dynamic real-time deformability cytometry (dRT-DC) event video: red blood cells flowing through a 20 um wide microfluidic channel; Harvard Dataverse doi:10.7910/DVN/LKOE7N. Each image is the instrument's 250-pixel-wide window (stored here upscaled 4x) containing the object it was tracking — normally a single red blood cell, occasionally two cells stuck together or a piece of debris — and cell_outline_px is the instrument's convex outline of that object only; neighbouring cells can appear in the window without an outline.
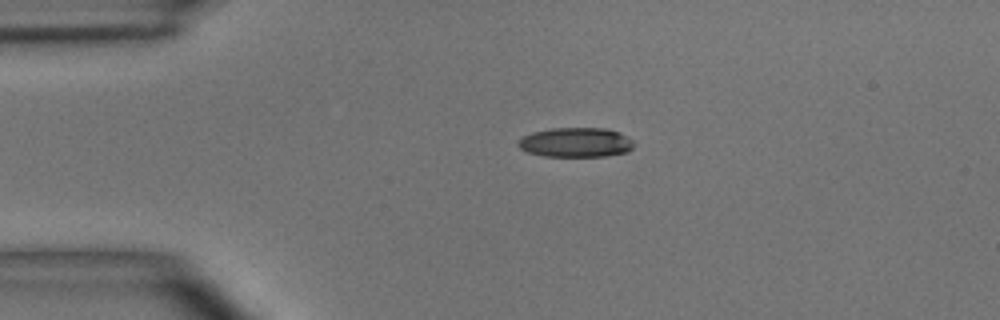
{"species": "common noctule bat (a hibernating species)", "species_latin": "Nyctalus noctula", "temperature_condition": "room temperature", "stored_images_in_passage": 5, "camera_frame_rate_fps": 3000, "um_per_image_px": 0.085, "animal": {"sex": "male", "body_mass_g": 15.6}, "frame": {"image": 1, "passage_image": 5, "time_ms": 5.667, "image_size_px": [1000, 320], "cell_outline_px": [[636, 144], [628, 152], [604, 156], [544, 156], [528, 152], [520, 148], [516, 144], [524, 136], [532, 132], [552, 128], [604, 128], [620, 132], [632, 140]], "centroid_in_image_um": [48.97, 12.1], "position_along_channel_um": 36.0, "area_um2": 19.94}}